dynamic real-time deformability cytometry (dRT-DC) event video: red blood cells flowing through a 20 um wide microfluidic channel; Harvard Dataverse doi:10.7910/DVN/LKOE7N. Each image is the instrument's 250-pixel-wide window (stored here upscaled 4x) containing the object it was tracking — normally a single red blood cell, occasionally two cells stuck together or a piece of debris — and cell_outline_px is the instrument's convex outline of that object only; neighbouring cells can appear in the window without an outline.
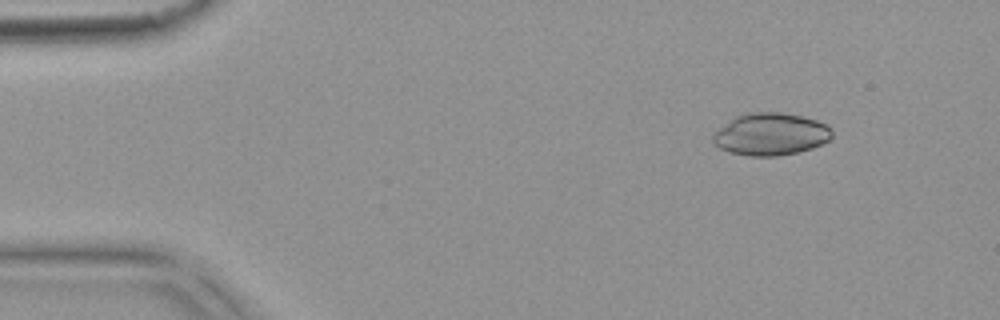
{"species": "common noctule bat (a hibernating species)", "species_latin": "Nyctalus noctula", "temperature_condition": "warm", "stored_images_in_passage": 4, "camera_frame_rate_fps": 3000, "um_per_image_px": 0.085, "animal": {"sex": "female", "body_mass_g": 18.4}, "frame": {"image": 1, "passage_image": 2, "time_ms": 0.333, "image_size_px": [1000, 320], "cell_outline_px": [[832, 136], [828, 140], [812, 148], [796, 152], [776, 156], [748, 156], [728, 152], [720, 148], [712, 140], [712, 136], [720, 128], [736, 116], [748, 112], [780, 112], [800, 116], [816, 120], [828, 124], [832, 128]], "centroid_in_image_um": [65.52, 11.4], "position_along_channel_um": 19.5, "area_um2": 29.19}}